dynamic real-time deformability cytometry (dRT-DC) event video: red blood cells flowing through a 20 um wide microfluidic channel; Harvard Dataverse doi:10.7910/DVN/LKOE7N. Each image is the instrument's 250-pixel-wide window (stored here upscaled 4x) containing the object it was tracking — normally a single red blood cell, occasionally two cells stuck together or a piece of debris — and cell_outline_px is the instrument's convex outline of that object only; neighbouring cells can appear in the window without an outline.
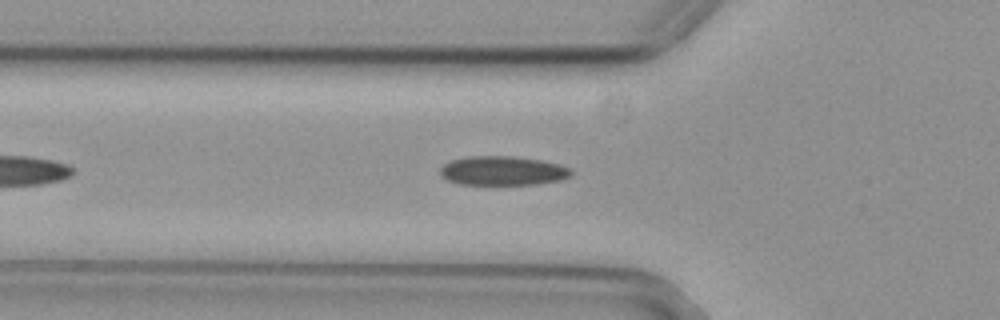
{"species": "common noctule bat (a hibernating species)", "species_latin": "Nyctalus noctula", "temperature_condition": "cold", "stored_images_in_passage": 44, "camera_frame_rate_fps": 3000, "um_per_image_px": 0.085, "animal": {"sex": "female", "body_mass_g": 29.2, "forearm_length_mm": 56.3}, "frame": {"image": 1, "passage_image": 8, "time_ms": 2.333, "image_size_px": [1000, 320], "cell_outline_px": [[572, 176], [560, 180], [536, 184], [460, 184], [448, 180], [440, 176], [440, 168], [444, 164], [452, 160], [468, 156], [512, 156], [540, 160], [560, 164], [568, 168], [572, 172]], "centroid_in_image_um": [42.72, 14.51], "position_along_channel_um": 83.1, "area_um2": 22.2}}
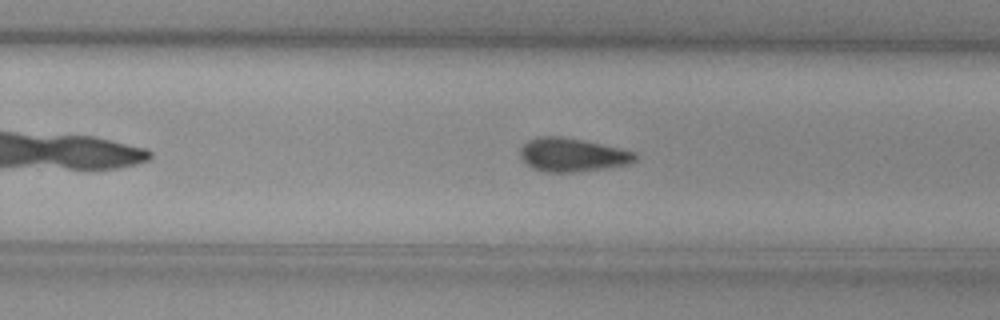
{"frame": {"image": 2, "passage_image": 24, "time_ms": 7.667, "image_size_px": [1000, 320], "cell_outline_px": [[636, 160], [628, 164], [604, 168], [572, 172], [548, 172], [532, 168], [520, 156], [520, 148], [528, 140], [540, 136], [560, 136], [584, 140], [620, 148], [636, 152]], "centroid_in_image_um": [48.64, 13.15], "position_along_channel_um": 281.2, "area_um2": 22.31}}
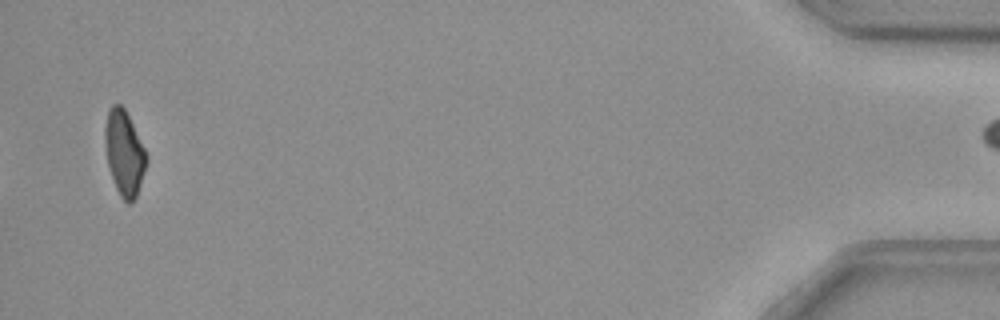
{"frame": {"image": 3, "passage_image": 43, "time_ms": 14.0, "image_size_px": [1000, 320], "cell_outline_px": [[148, 160], [136, 196], [132, 204], [128, 204], [120, 196], [116, 188], [108, 164], [104, 140], [104, 128], [108, 112], [112, 104], [120, 104], [124, 108], [148, 156]], "centroid_in_image_um": [10.56, 13.02], "position_along_channel_um": 424.6, "area_um2": 20.23}}